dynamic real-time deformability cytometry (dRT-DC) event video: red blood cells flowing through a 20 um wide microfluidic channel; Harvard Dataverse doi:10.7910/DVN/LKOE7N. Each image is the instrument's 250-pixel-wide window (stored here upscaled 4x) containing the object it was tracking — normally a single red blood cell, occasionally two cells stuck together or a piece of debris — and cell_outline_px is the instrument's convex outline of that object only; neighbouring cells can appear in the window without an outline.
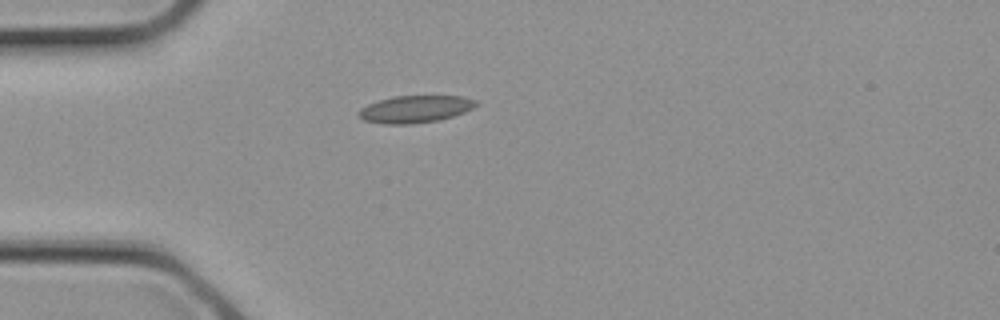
{"species": "common noctule bat (a hibernating species)", "species_latin": "Nyctalus noctula", "temperature_condition": "cold", "stored_images_in_passage": 3, "camera_frame_rate_fps": 3000, "um_per_image_px": 0.085, "animal": {"sex": "female", "body_mass_g": 21.9}, "frame": {"image": 1, "passage_image": 3, "time_ms": 0.667, "image_size_px": [1000, 320], "cell_outline_px": [[480, 104], [464, 112], [440, 120], [412, 124], [384, 124], [364, 120], [356, 112], [360, 108], [368, 104], [380, 100], [396, 96], [464, 96], [476, 100]], "centroid_in_image_um": [35.31, 9.27], "position_along_channel_um": 49.7, "area_um2": 18.61}}